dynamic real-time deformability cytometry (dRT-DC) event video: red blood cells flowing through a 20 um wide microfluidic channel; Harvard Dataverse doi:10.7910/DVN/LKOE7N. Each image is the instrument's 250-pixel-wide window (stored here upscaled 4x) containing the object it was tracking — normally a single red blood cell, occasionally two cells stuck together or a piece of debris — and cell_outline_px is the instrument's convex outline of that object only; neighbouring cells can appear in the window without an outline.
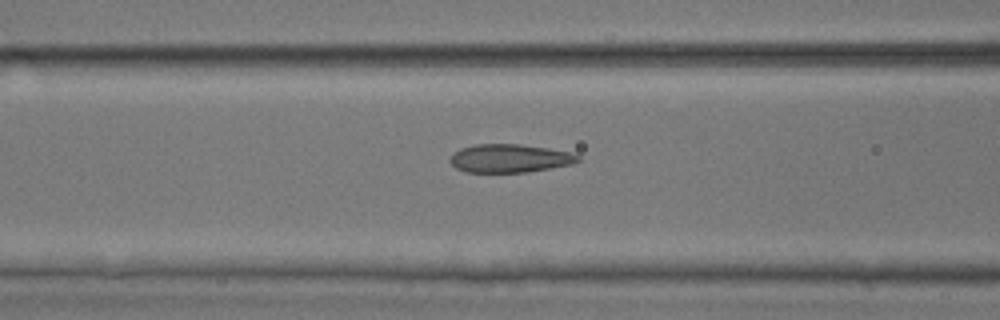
{"species": "common noctule bat (a hibernating species)", "species_latin": "Nyctalus noctula", "temperature_condition": "room temperature", "stored_images_in_passage": 35, "camera_frame_rate_fps": 3000, "um_per_image_px": 0.085, "animal": {"sex": "male", "body_mass_g": 17.9, "forearm_length_mm": 54.2}, "frame": {"image": 1, "passage_image": 14, "time_ms": 4.333, "image_size_px": [1000, 320], "cell_outline_px": [[580, 160], [572, 164], [528, 172], [464, 172], [456, 168], [448, 160], [452, 152], [460, 148], [476, 144], [520, 144], [548, 148], [568, 152], [580, 156]], "centroid_in_image_um": [43.28, 13.45], "position_along_channel_um": 123.3, "area_um2": 21.21}}
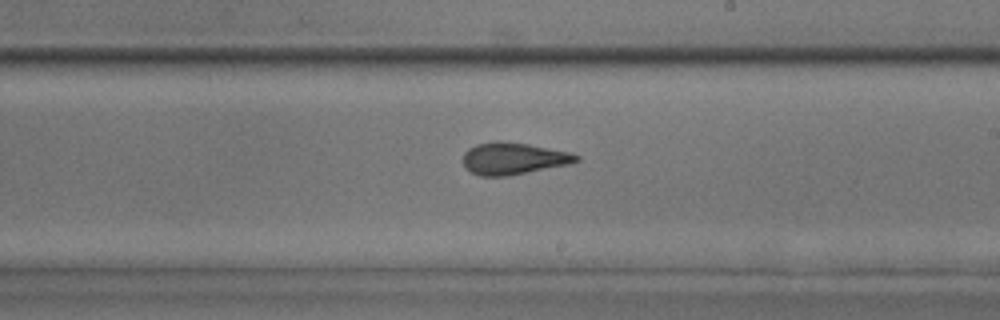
{"frame": {"image": 2, "passage_image": 23, "time_ms": 7.333, "image_size_px": [1000, 320], "cell_outline_px": [[580, 160], [568, 164], [504, 176], [480, 176], [472, 172], [464, 164], [464, 152], [468, 148], [476, 144], [496, 140], [500, 140], [528, 144], [572, 152], [580, 156]], "centroid_in_image_um": [43.64, 13.45], "position_along_channel_um": 245.4, "area_um2": 20.92}}
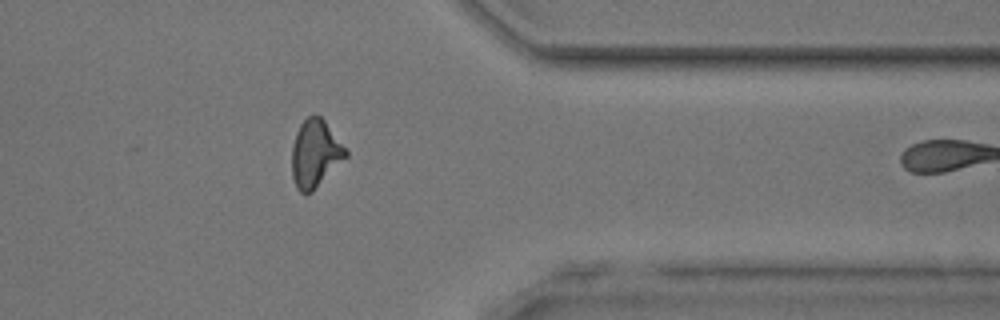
{"frame": {"image": 3, "passage_image": 34, "time_ms": 11.0, "image_size_px": [1000, 320], "cell_outline_px": [[348, 156], [312, 192], [300, 192], [296, 188], [292, 176], [292, 144], [296, 132], [300, 124], [312, 112], [320, 116], [324, 120], [348, 152]], "centroid_in_image_um": [26.78, 13.04], "position_along_channel_um": 384.6, "area_um2": 21.15}}